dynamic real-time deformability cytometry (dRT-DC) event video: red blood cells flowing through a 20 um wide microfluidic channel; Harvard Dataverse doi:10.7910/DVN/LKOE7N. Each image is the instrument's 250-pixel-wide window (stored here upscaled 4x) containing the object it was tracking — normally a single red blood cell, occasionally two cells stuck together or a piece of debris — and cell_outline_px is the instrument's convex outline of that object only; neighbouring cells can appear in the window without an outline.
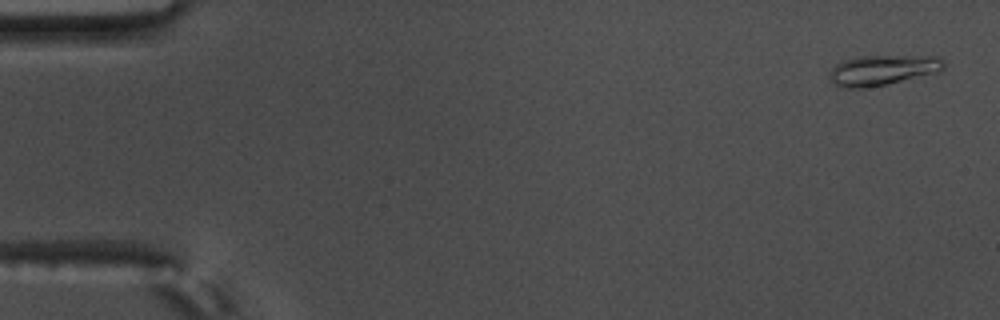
{"species": "common noctule bat (a hibernating species)", "species_latin": "Nyctalus noctula", "temperature_condition": "warm", "stored_images_in_passage": 57, "camera_frame_rate_fps": 3000, "um_per_image_px": 0.085, "animal": {"sex": "male", "body_mass_g": 17.5, "forearm_length_mm": 52.3}, "frame": {"image": 1, "passage_image": 2, "time_ms": 0.333, "image_size_px": [1000, 320], "cell_outline_px": [[944, 68], [940, 72], [884, 84], [864, 88], [840, 88], [832, 84], [828, 76], [828, 72], [836, 64], [860, 56], [940, 56], [944, 60]], "centroid_in_image_um": [75.01, 5.96], "position_along_channel_um": 10.0, "area_um2": 20.17}}
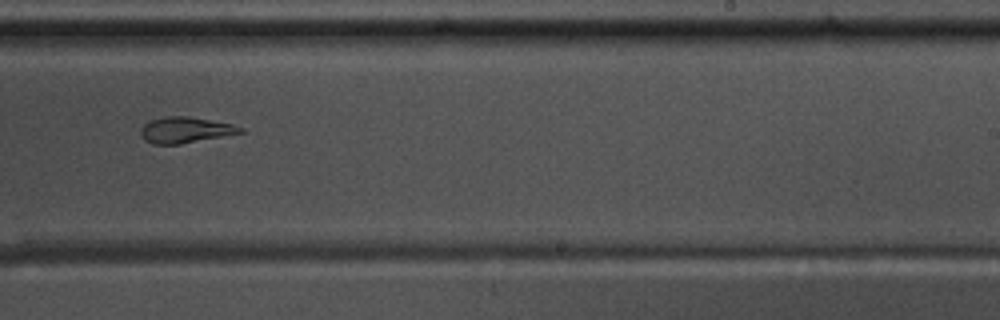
{"frame": {"image": 2, "passage_image": 36, "time_ms": 11.667, "image_size_px": [1000, 320], "cell_outline_px": [[244, 132], [180, 144], [152, 144], [144, 140], [140, 136], [140, 128], [144, 124], [152, 120], [164, 116], [188, 116], [232, 124], [244, 128]], "centroid_in_image_um": [15.71, 11.05], "position_along_channel_um": 273.3, "area_um2": 15.03}}
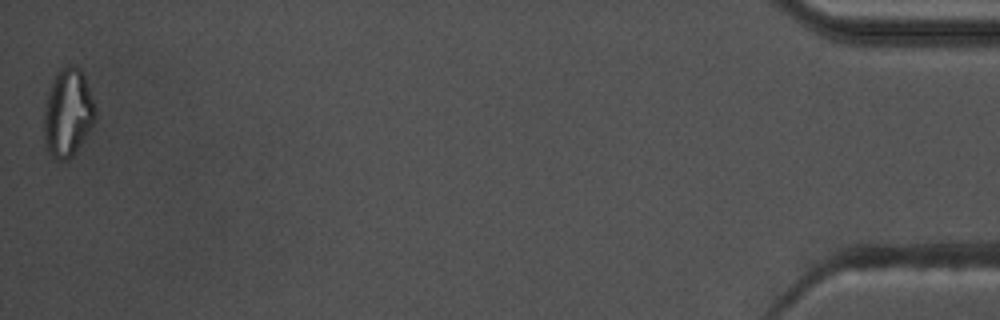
{"frame": {"image": 3, "passage_image": 57, "time_ms": 18.667, "image_size_px": [1000, 320], "cell_outline_px": [[96, 120], [92, 128], [72, 156], [68, 160], [60, 160], [52, 156], [44, 144], [44, 104], [48, 88], [56, 72], [60, 68], [68, 64], [72, 64], [80, 68], [84, 76], [96, 104]], "centroid_in_image_um": [5.77, 9.55], "position_along_channel_um": 429.4, "area_um2": 26.93}, "authors_computed_cell_mechanics": {"area_um2": 16.762, "velocity_mm_per_s": 3.5806, "shape_relaxation_time_tau1_ms": 9.3897, "shape_relaxation_time_tau2_ms": 2.3197, "deformation_change_tau1": 0.2634, "deformation_change_tau2": 0.1122}}